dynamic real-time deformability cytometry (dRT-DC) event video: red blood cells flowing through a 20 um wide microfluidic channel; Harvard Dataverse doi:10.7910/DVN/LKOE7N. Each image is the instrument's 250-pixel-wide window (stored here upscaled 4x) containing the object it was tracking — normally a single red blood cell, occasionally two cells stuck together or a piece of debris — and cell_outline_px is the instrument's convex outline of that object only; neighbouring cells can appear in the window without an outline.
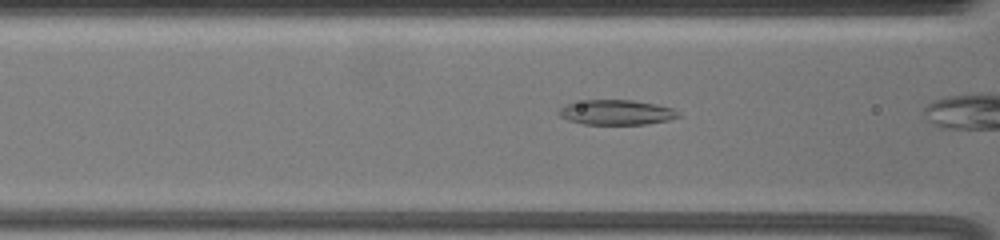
{"species": "common noctule bat (a hibernating species)", "species_latin": "Nyctalus noctula", "temperature_condition": "warm", "stored_images_in_passage": 10, "camera_frame_rate_fps": 3000, "um_per_image_px": 0.085, "animal": {"sex": "female", "body_mass_g": 19.5, "forearm_length_mm": 54.1}, "frame": {"image": 1, "passage_image": 5, "time_ms": 1.333, "image_size_px": [1000, 240], "cell_outline_px": [[680, 116], [668, 120], [644, 124], [584, 124], [568, 120], [560, 116], [556, 112], [560, 108], [568, 104], [584, 100], [632, 100], [656, 104], [672, 108], [680, 112]], "centroid_in_image_um": [52.39, 9.55], "position_along_channel_um": 114.2, "area_um2": 17.28}}
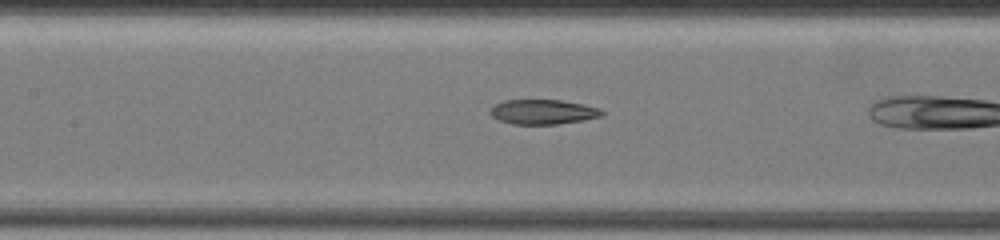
{"frame": {"image": 2, "passage_image": 9, "time_ms": 2.667, "image_size_px": [1000, 240], "cell_outline_px": [[604, 116], [584, 120], [556, 124], [512, 124], [500, 120], [492, 116], [488, 112], [496, 104], [504, 100], [560, 100], [584, 104], [600, 108], [604, 112]], "centroid_in_image_um": [46.19, 9.51], "position_along_channel_um": 161.2, "area_um2": 16.13}}